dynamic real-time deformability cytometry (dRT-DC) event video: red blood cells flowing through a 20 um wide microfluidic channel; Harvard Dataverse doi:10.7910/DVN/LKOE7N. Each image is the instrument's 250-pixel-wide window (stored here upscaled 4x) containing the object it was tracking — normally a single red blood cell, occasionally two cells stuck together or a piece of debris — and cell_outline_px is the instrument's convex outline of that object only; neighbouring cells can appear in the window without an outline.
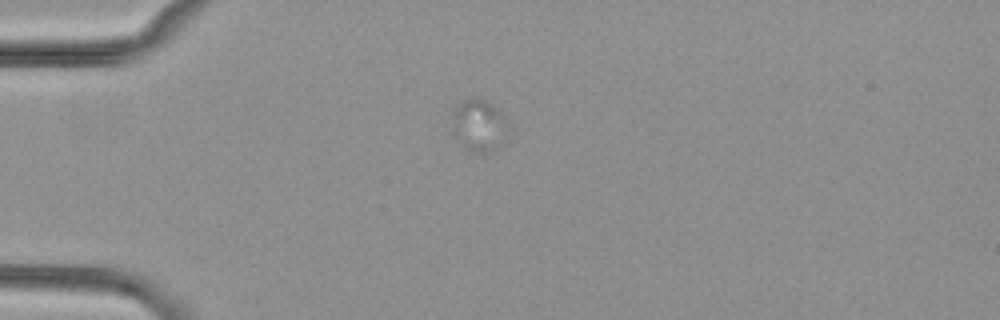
{"species": "common noctule bat (a hibernating species)", "species_latin": "Nyctalus noctula", "temperature_condition": "cold", "stored_images_in_passage": 6, "camera_frame_rate_fps": 3000, "um_per_image_px": 0.085, "animal": {"sex": "female", "body_mass_g": 29.2, "forearm_length_mm": 56.3}, "frame": {"image": 1, "passage_image": 2, "time_ms": 1.0, "image_size_px": [1000, 320], "cell_outline_px": [[512, 128], [508, 136], [496, 148], [488, 152], [476, 152], [464, 148], [452, 136], [452, 112], [456, 104], [472, 96], [476, 96], [492, 104], [504, 116]], "centroid_in_image_um": [40.71, 10.64], "position_along_channel_um": 44.3, "area_um2": 17.69}}
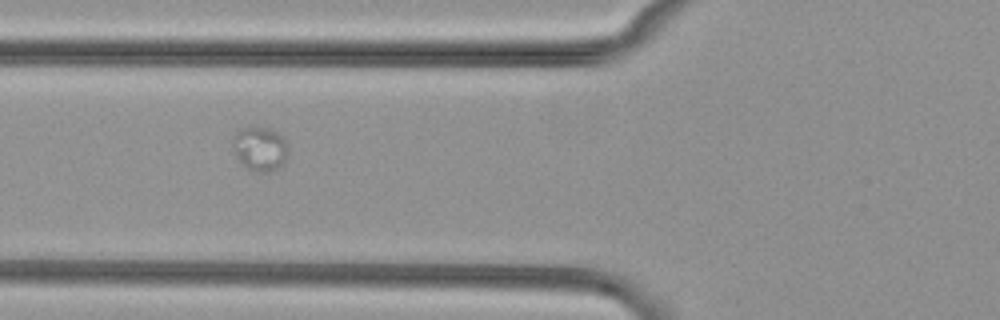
{"frame": {"image": 2, "passage_image": 4, "time_ms": 3.333, "image_size_px": [1000, 320], "cell_outline_px": [[288, 156], [284, 164], [272, 172], [252, 172], [236, 156], [232, 148], [232, 136], [236, 132], [244, 128], [272, 128], [284, 136], [288, 144]], "centroid_in_image_um": [22.14, 12.65], "position_along_channel_um": 103.7, "area_um2": 14.62}}